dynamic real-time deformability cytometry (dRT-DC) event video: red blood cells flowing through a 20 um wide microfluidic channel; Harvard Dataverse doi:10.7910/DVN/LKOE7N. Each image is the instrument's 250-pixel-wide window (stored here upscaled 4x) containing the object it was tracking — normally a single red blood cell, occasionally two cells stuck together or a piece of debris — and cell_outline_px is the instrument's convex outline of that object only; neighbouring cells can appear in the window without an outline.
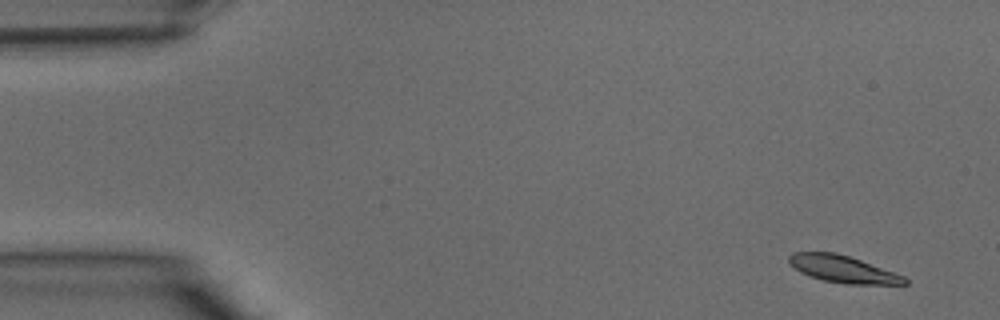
{"species": "common noctule bat (a hibernating species)", "species_latin": "Nyctalus noctula", "temperature_condition": "warm", "stored_images_in_passage": 38, "camera_frame_rate_fps": 3000, "um_per_image_px": 0.085, "animal": {"sex": "male", "body_mass_g": 15.6}, "frame": {"image": 1, "passage_image": 1, "time_ms": 0.0, "image_size_px": [1000, 320], "cell_outline_px": [[908, 284], [848, 284], [824, 280], [808, 276], [800, 272], [788, 260], [788, 256], [792, 252], [836, 252], [860, 260], [904, 276], [908, 280]], "centroid_in_image_um": [71.63, 22.87], "position_along_channel_um": 13.4, "area_um2": 17.98}}
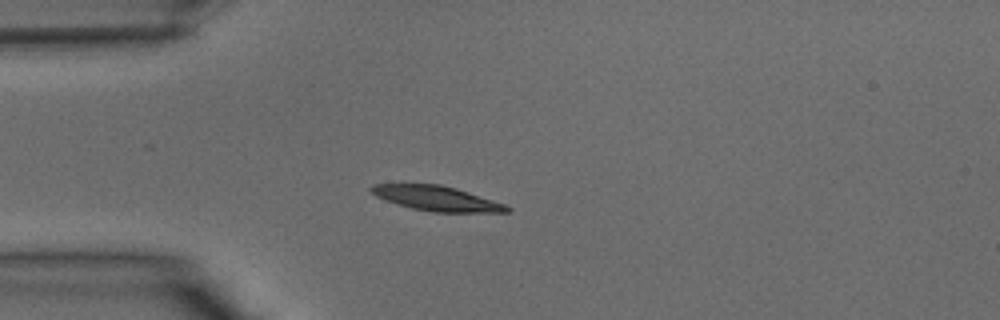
{"frame": {"image": 2, "passage_image": 9, "time_ms": 2.667, "image_size_px": [1000, 320], "cell_outline_px": [[512, 208], [508, 212], [432, 212], [412, 208], [396, 204], [376, 196], [368, 188], [372, 184], [440, 184], [456, 188], [504, 204]], "centroid_in_image_um": [37.09, 16.86], "position_along_channel_um": 47.9, "area_um2": 19.48}}
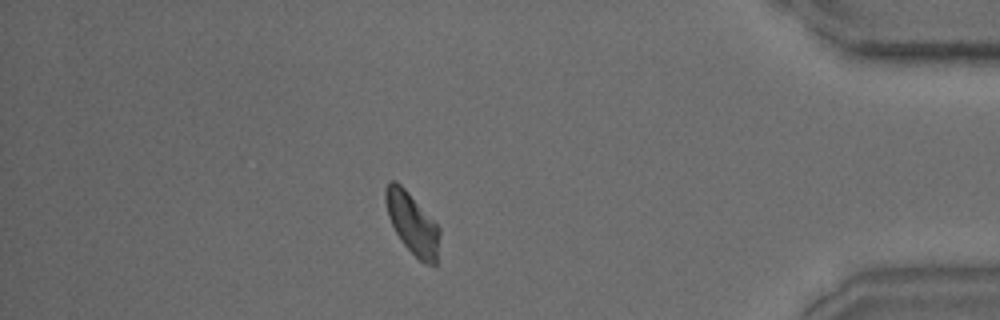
{"frame": {"image": 3, "passage_image": 33, "time_ms": 10.667, "image_size_px": [1000, 320], "cell_outline_px": [[440, 232], [436, 264], [428, 264], [420, 260], [400, 240], [388, 216], [384, 200], [384, 188], [388, 180], [396, 180], [408, 192], [440, 228]], "centroid_in_image_um": [35.01, 18.94], "position_along_channel_um": 400.2, "area_um2": 19.07}}